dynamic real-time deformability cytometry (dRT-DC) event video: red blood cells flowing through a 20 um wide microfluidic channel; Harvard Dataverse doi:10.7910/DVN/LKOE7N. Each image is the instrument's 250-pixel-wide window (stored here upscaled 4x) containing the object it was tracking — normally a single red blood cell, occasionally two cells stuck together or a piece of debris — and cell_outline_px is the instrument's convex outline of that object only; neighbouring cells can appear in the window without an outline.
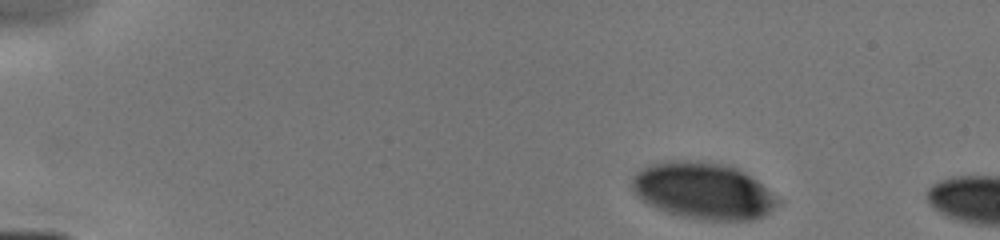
{"species": "human", "species_latin": "Homo sapiens", "temperature_condition": "cold", "stored_images_in_passage": 10, "camera_frame_rate_fps": 3000, "um_per_image_px": 0.085, "donor": {"sex": "male"}, "frame": {"image": 1, "passage_image": 1, "time_ms": 0.0, "image_size_px": [1000, 240], "cell_outline_px": [[780, 204], [764, 216], [752, 220], [700, 220], [680, 216], [656, 208], [648, 204], [632, 188], [632, 176], [636, 172], [652, 164], [668, 160], [680, 160], [720, 164], [736, 168], [744, 172], [756, 180], [780, 200]], "centroid_in_image_um": [59.79, 16.24], "position_along_channel_um": 25.2, "area_um2": 47.57}}